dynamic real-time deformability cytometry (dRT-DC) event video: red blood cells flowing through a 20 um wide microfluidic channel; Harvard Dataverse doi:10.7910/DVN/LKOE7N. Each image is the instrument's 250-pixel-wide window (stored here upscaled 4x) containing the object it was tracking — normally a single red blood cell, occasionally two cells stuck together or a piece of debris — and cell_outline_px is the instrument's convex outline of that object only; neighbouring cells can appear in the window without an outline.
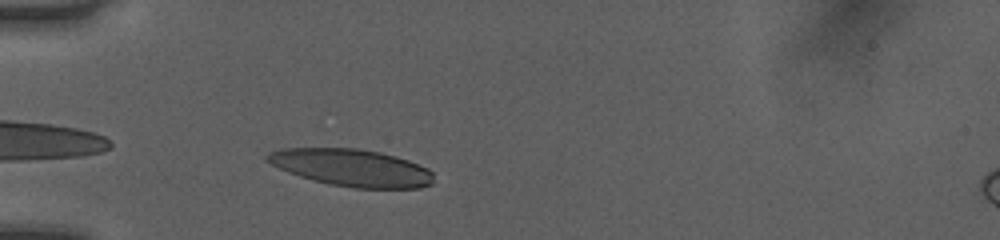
{"species": "human", "species_latin": "Homo sapiens", "temperature_condition": "room temperature", "stored_images_in_passage": 31, "camera_frame_rate_fps": 3000, "um_per_image_px": 0.085, "donor": {"sex": "female"}, "frame": {"image": 1, "passage_image": 2, "time_ms": 0.333, "image_size_px": [1000, 240], "cell_outline_px": [[432, 184], [420, 188], [352, 188], [328, 184], [312, 180], [288, 172], [264, 160], [264, 156], [268, 152], [280, 148], [356, 148], [380, 152], [396, 156], [408, 160], [428, 168], [432, 172]], "centroid_in_image_um": [29.86, 14.25], "position_along_channel_um": 55.1, "area_um2": 36.24}}
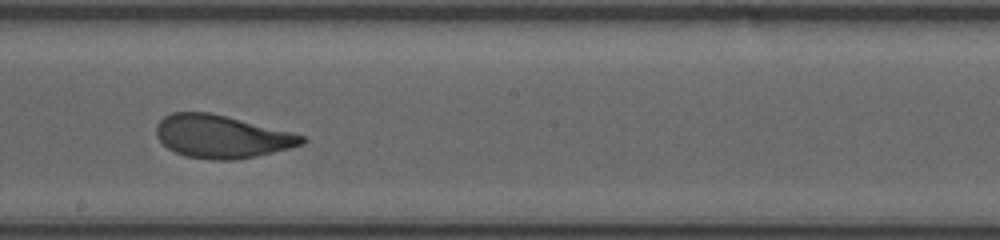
{"frame": {"image": 2, "passage_image": 16, "time_ms": 5.0, "image_size_px": [1000, 240], "cell_outline_px": [[308, 140], [304, 144], [256, 156], [232, 160], [208, 160], [184, 156], [168, 148], [156, 136], [156, 124], [164, 116], [172, 112], [212, 112], [292, 132], [304, 136]], "centroid_in_image_um": [18.83, 11.6], "position_along_channel_um": 229.4, "area_um2": 36.53}}
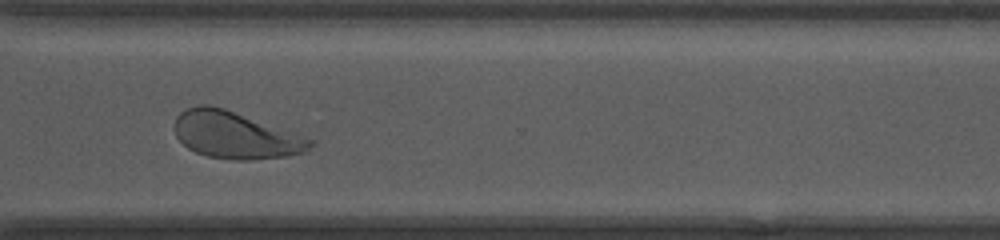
{"frame": {"image": 3, "passage_image": 25, "time_ms": 8.0, "image_size_px": [1000, 240], "cell_outline_px": [[316, 144], [304, 152], [288, 156], [252, 160], [236, 160], [208, 156], [196, 152], [188, 148], [176, 136], [176, 116], [180, 112], [188, 108], [200, 104], [208, 104], [224, 108], [316, 140]], "centroid_in_image_um": [20.05, 11.49], "position_along_channel_um": 350.6, "area_um2": 36.99}, "authors_computed_cell_mechanics": {"area_um2": 36.9342, "velocity_mm_per_s": 4.045, "shape_relaxation_time_tau1_ms": 3.2921, "shape_relaxation_time_tau2_ms": 1.0204, "deformation_change_tau1": 0.1769, "deformation_change_tau2": 0.0852}}